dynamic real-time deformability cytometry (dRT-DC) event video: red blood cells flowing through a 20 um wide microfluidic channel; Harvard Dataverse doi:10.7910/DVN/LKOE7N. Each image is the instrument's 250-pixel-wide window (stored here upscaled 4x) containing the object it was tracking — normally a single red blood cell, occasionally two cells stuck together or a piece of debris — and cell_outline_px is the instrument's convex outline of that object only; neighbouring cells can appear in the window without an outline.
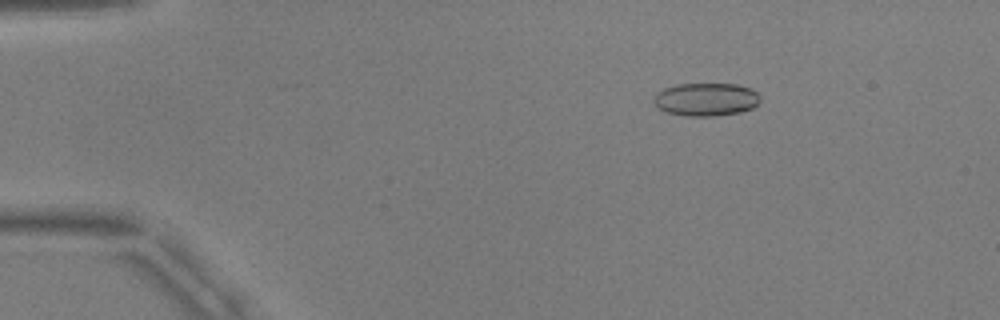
{"species": "common noctule bat (a hibernating species)", "species_latin": "Nyctalus noctula", "temperature_condition": "warm", "stored_images_in_passage": 54, "camera_frame_rate_fps": 3000, "um_per_image_px": 0.085, "animal": {"sex": "male", "body_mass_g": 17.9, "forearm_length_mm": 54.2}, "frame": {"image": 1, "passage_image": 9, "time_ms": 2.667, "image_size_px": [1000, 320], "cell_outline_px": [[760, 100], [752, 108], [740, 112], [716, 116], [688, 116], [664, 112], [656, 108], [652, 100], [656, 92], [664, 88], [676, 84], [736, 84], [752, 88], [760, 96]], "centroid_in_image_um": [59.96, 8.45], "position_along_channel_um": 25.0, "area_um2": 20.81}}
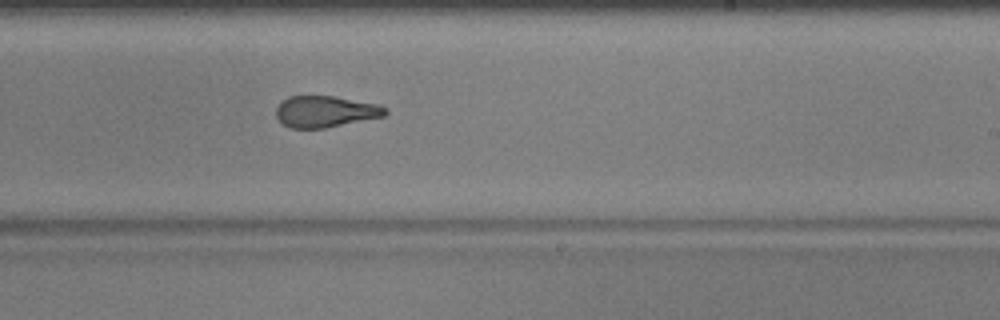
{"frame": {"image": 2, "passage_image": 34, "time_ms": 11.0, "image_size_px": [1000, 320], "cell_outline_px": [[388, 112], [384, 116], [324, 128], [292, 128], [284, 124], [276, 116], [276, 108], [288, 96], [336, 96], [380, 104], [388, 108]], "centroid_in_image_um": [27.7, 9.47], "position_along_channel_um": 261.3, "area_um2": 19.94}}
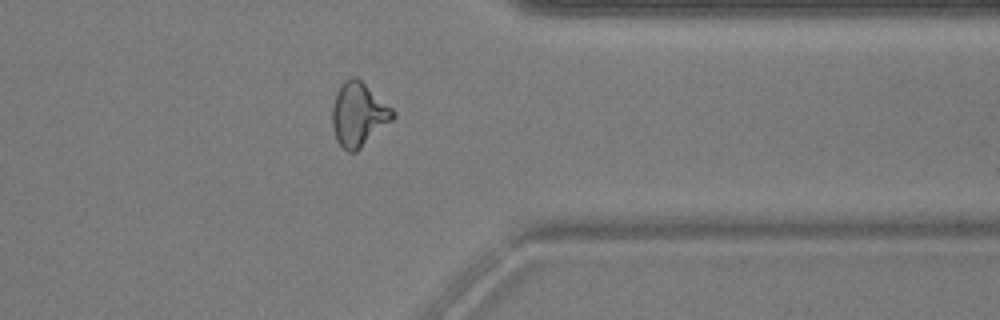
{"frame": {"image": 3, "passage_image": 44, "time_ms": 14.333, "image_size_px": [1000, 320], "cell_outline_px": [[396, 116], [392, 120], [356, 152], [348, 152], [336, 140], [332, 128], [332, 108], [336, 92], [340, 84], [344, 80], [352, 76], [356, 76], [392, 108], [396, 112]], "centroid_in_image_um": [30.46, 9.71], "position_along_channel_um": 380.9, "area_um2": 22.48}, "authors_computed_cell_mechanics": {"area_um2": 20.8369, "velocity_mm_per_s": 3.7665, "shape_relaxation_time_tau1_ms": 6.2028, "shape_relaxation_time_tau2_ms": 1.5572, "deformation_change_tau1": 0.2253, "deformation_change_tau2": 0.1043}}